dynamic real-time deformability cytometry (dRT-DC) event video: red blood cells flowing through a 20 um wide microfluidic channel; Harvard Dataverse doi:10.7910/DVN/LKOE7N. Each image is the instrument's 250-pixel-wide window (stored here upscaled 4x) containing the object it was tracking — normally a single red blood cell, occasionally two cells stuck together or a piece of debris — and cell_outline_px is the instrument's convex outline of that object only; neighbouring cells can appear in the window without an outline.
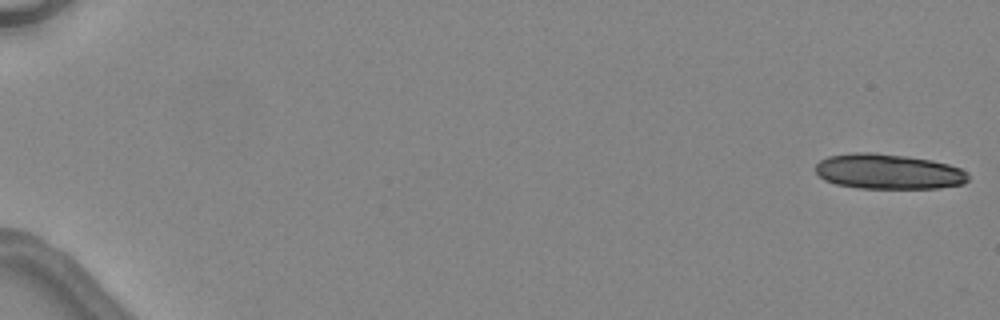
{"species": "common noctule bat (a hibernating species)", "species_latin": "Nyctalus noctula", "temperature_condition": "warm", "stored_images_in_passage": 4, "camera_frame_rate_fps": 3000, "um_per_image_px": 0.085, "animal": {"sex": "female", "body_mass_g": 24.6, "forearm_length_mm": 56.2}, "frame": {"image": 1, "passage_image": 1, "time_ms": 0.0, "image_size_px": [1000, 320], "cell_outline_px": [[968, 180], [964, 184], [940, 188], [860, 188], [836, 184], [824, 180], [816, 172], [816, 164], [820, 160], [828, 156], [852, 152], [876, 152], [908, 156], [932, 160], [948, 164], [960, 168], [968, 172]], "centroid_in_image_um": [75.52, 14.57], "position_along_channel_um": 9.5, "area_um2": 31.56}}